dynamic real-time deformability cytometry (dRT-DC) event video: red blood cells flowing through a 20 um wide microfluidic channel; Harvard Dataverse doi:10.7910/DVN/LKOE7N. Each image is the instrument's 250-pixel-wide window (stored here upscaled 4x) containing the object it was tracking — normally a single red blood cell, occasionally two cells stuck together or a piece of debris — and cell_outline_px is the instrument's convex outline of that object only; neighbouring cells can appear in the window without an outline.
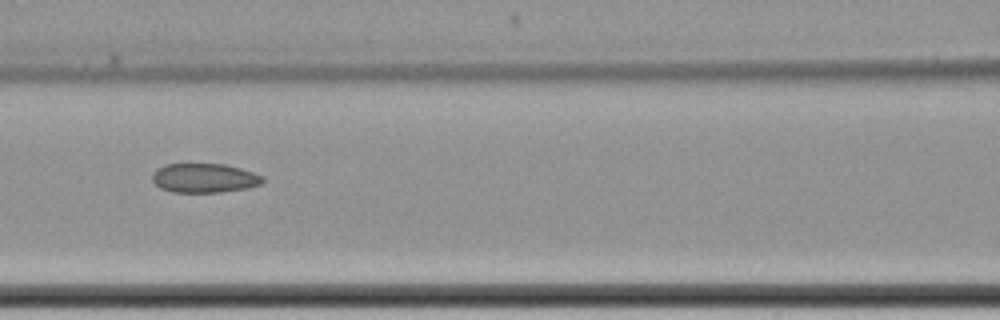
{"species": "common noctule bat (a hibernating species)", "species_latin": "Nyctalus noctula", "temperature_condition": "cold", "stored_images_in_passage": 9, "camera_frame_rate_fps": 3000, "um_per_image_px": 0.085, "animal": {"sex": "female", "body_mass_g": 22.7, "forearm_length_mm": 54.2}, "frame": {"image": 1, "passage_image": 6, "time_ms": 6.0, "image_size_px": [1000, 320], "cell_outline_px": [[264, 180], [260, 184], [248, 188], [220, 192], [172, 192], [160, 188], [152, 180], [152, 172], [156, 168], [164, 164], [224, 164], [240, 168], [264, 176]], "centroid_in_image_um": [17.34, 15.13], "position_along_channel_um": 149.3, "area_um2": 18.9}}
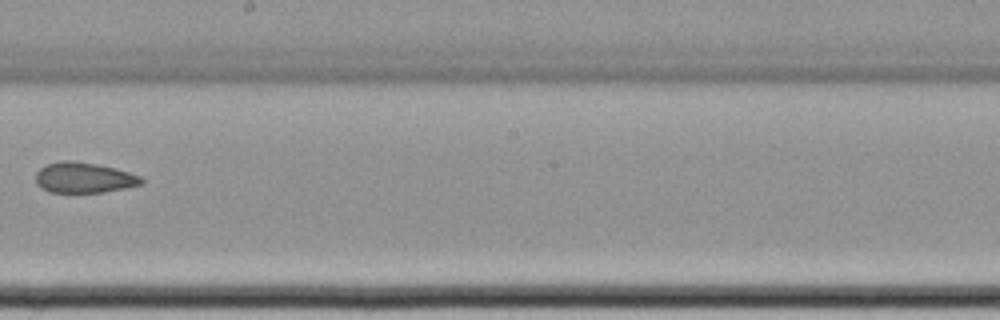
{"frame": {"image": 2, "passage_image": 8, "time_ms": 8.667, "image_size_px": [1000, 320], "cell_outline_px": [[144, 184], [104, 192], [48, 192], [40, 188], [36, 184], [36, 172], [40, 168], [48, 164], [64, 160], [76, 160], [96, 164], [128, 172], [140, 176], [144, 180]], "centroid_in_image_um": [7.11, 15.1], "position_along_channel_um": 241.1, "area_um2": 18.79}}
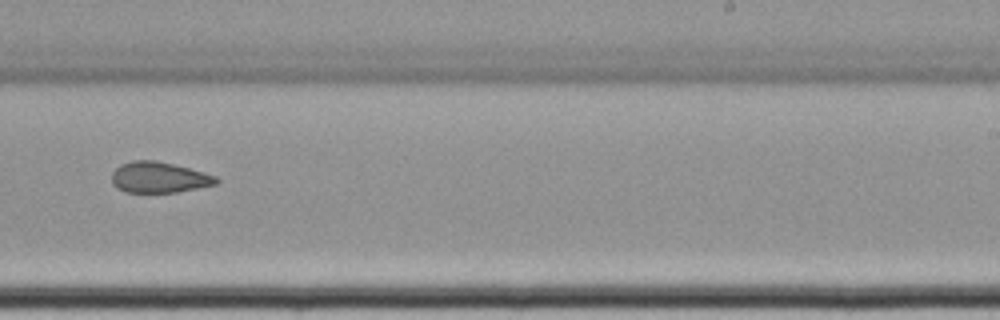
{"frame": {"image": 3, "passage_image": 9, "time_ms": 9.667, "image_size_px": [1000, 320], "cell_outline_px": [[220, 180], [216, 184], [176, 192], [124, 192], [116, 188], [112, 184], [112, 172], [120, 164], [132, 160], [156, 160], [188, 168], [216, 176]], "centroid_in_image_um": [13.47, 15.07], "position_along_channel_um": 275.5, "area_um2": 18.73}}